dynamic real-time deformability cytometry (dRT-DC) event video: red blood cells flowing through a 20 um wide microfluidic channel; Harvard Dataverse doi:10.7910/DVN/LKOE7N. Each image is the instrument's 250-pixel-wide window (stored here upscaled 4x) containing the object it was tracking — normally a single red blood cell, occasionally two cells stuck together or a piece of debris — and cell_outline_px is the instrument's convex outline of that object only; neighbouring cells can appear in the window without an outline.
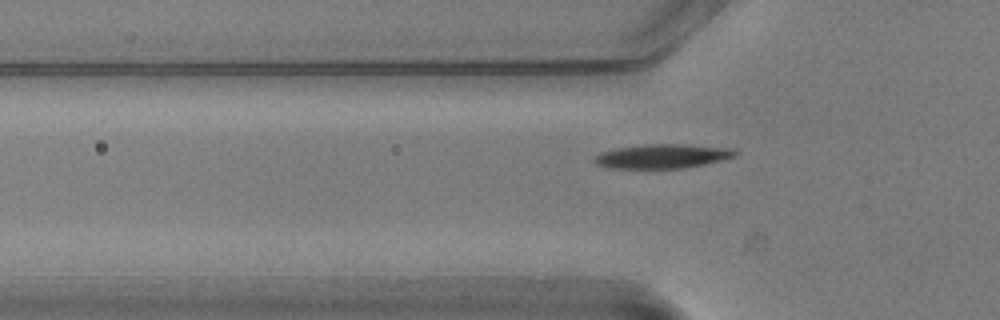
{"species": "common noctule bat (a hibernating species)", "species_latin": "Nyctalus noctula", "temperature_condition": "warm", "stored_images_in_passage": 40, "camera_frame_rate_fps": 3000, "um_per_image_px": 0.085, "animal": {"sex": "male", "body_mass_g": 20.5, "forearm_length_mm": 52.5}, "frame": {"image": 1, "passage_image": 8, "time_ms": 2.333, "image_size_px": [1000, 320], "cell_outline_px": [[740, 152], [736, 156], [724, 160], [684, 168], [608, 168], [596, 164], [592, 160], [600, 152], [616, 148], [644, 144], [688, 144], [736, 148]], "centroid_in_image_um": [56.37, 13.27], "position_along_channel_um": 69.4, "area_um2": 20.23}}
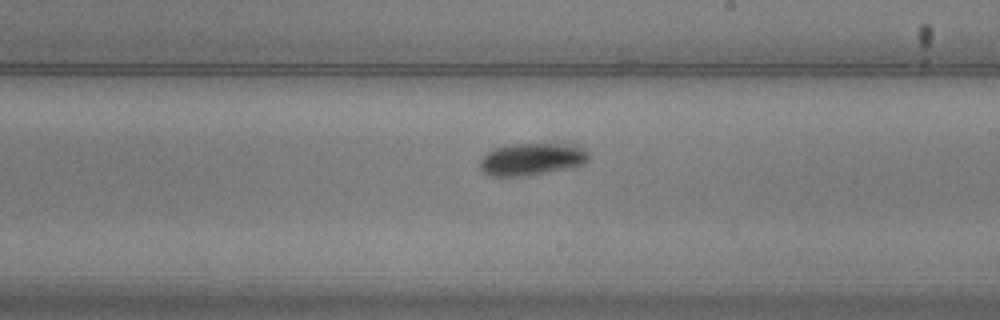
{"frame": {"image": 2, "passage_image": 22, "time_ms": 7.0, "image_size_px": [1000, 320], "cell_outline_px": [[588, 160], [584, 164], [528, 176], [488, 176], [480, 172], [480, 160], [488, 152], [496, 148], [512, 144], [560, 144], [580, 148], [588, 152]], "centroid_in_image_um": [45.12, 13.55], "position_along_channel_um": 243.9, "area_um2": 20.11}}
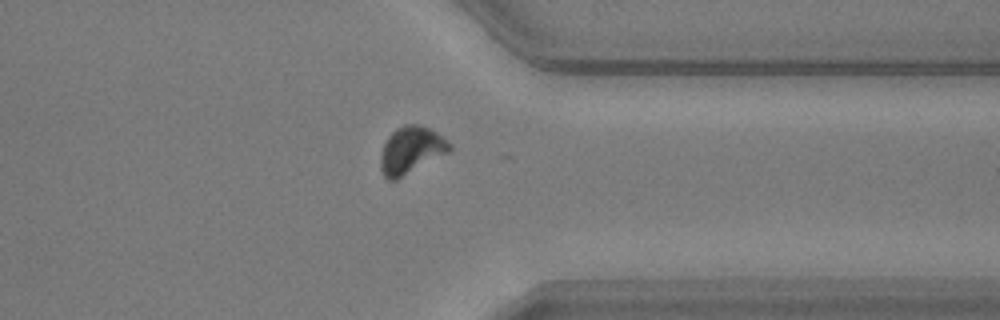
{"frame": {"image": 3, "passage_image": 33, "time_ms": 10.667, "image_size_px": [1000, 320], "cell_outline_px": [[452, 148], [448, 152], [396, 180], [388, 180], [384, 176], [380, 168], [380, 156], [384, 144], [388, 136], [396, 128], [404, 124], [420, 124], [436, 132], [452, 144]], "centroid_in_image_um": [34.92, 12.75], "position_along_channel_um": 376.5, "area_um2": 18.84}}